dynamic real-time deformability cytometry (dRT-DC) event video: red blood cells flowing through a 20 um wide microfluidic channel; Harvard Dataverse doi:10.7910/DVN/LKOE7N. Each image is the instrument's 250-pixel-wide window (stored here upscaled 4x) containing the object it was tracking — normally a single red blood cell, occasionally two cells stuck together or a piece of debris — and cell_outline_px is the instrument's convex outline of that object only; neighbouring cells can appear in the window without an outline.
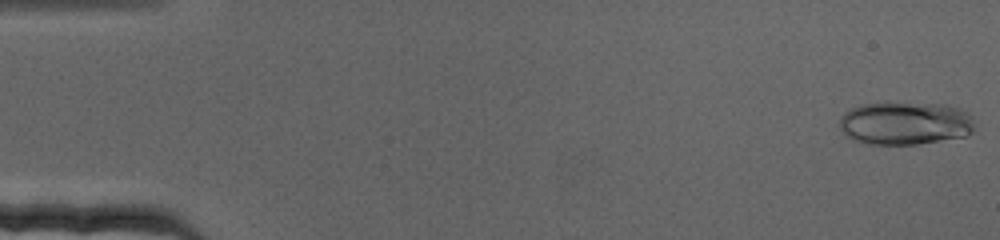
{"species": "human", "species_latin": "Homo sapiens", "temperature_condition": "cold", "stored_images_in_passage": 70, "camera_frame_rate_fps": 3000, "um_per_image_px": 0.085, "donor": {"sex": "female"}, "frame": {"image": 1, "passage_image": 1, "time_ms": 0.0, "image_size_px": [1000, 240], "cell_outline_px": [[972, 132], [968, 136], [916, 144], [868, 144], [852, 140], [840, 128], [840, 116], [844, 112], [860, 104], [888, 100], [948, 104], [960, 108], [968, 112], [972, 116]], "centroid_in_image_um": [76.93, 10.42], "position_along_channel_um": 8.1, "area_um2": 34.97}}
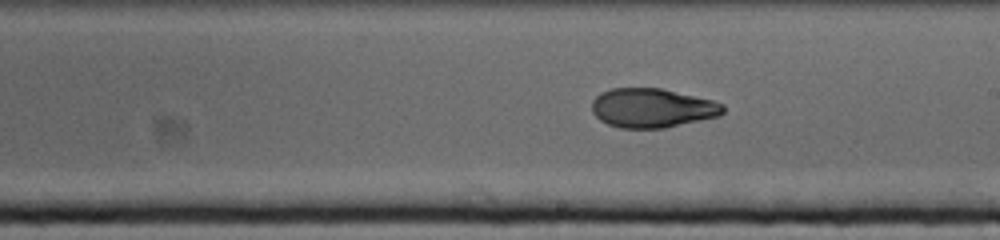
{"frame": {"image": 2, "passage_image": 40, "time_ms": 13.0, "image_size_px": [1000, 240], "cell_outline_px": [[724, 112], [720, 116], [664, 128], [620, 128], [608, 124], [600, 120], [592, 112], [592, 100], [600, 92], [612, 88], [660, 88], [712, 100], [724, 104]], "centroid_in_image_um": [55.42, 9.18], "position_along_channel_um": 233.6, "area_um2": 30.0}}
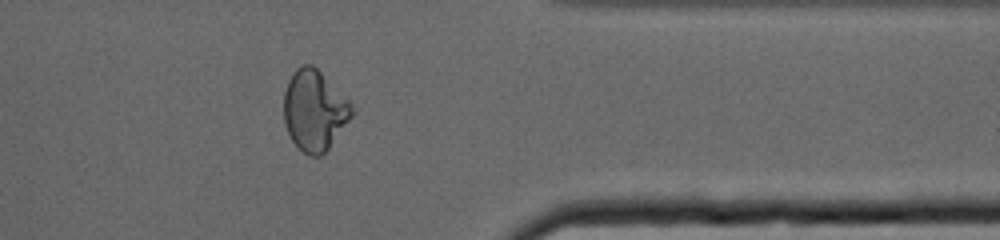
{"frame": {"image": 3, "passage_image": 57, "time_ms": 18.667, "image_size_px": [1000, 240], "cell_outline_px": [[356, 112], [328, 148], [320, 156], [308, 156], [292, 140], [284, 124], [284, 92], [288, 80], [292, 72], [296, 68], [304, 64], [312, 64], [352, 104]], "centroid_in_image_um": [26.72, 9.38], "position_along_channel_um": 384.7, "area_um2": 31.73}}